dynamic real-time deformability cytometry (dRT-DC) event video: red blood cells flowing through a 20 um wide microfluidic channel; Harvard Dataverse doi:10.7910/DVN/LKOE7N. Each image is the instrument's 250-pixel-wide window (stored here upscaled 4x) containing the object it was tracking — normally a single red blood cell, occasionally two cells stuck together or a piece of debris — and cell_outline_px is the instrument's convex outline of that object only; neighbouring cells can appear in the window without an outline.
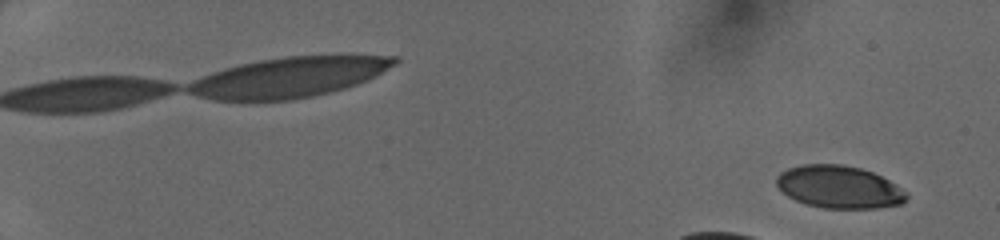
{"species": "human", "species_latin": "Homo sapiens", "temperature_condition": "cold", "stored_images_in_passage": 18, "camera_frame_rate_fps": 3000, "um_per_image_px": 0.085, "donor": {"sex": "female"}, "frame": {"image": 1, "passage_image": 3, "time_ms": 0.667, "image_size_px": [1000, 240], "cell_outline_px": [[908, 200], [904, 204], [876, 208], [824, 208], [808, 204], [796, 200], [788, 196], [776, 184], [776, 176], [780, 172], [788, 168], [800, 164], [844, 164], [860, 168], [872, 172], [896, 184], [908, 192]], "centroid_in_image_um": [71.36, 15.89], "position_along_channel_um": 13.6, "area_um2": 32.43}}